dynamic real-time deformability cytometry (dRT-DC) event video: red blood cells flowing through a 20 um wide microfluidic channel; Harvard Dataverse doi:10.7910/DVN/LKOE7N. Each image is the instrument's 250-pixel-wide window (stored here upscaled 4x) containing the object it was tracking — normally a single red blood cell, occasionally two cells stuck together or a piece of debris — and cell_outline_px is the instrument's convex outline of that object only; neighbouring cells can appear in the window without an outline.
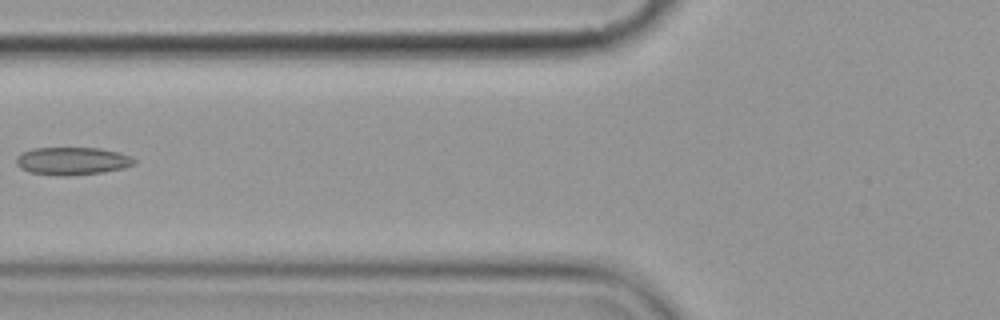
{"species": "common noctule bat (a hibernating species)", "species_latin": "Nyctalus noctula", "temperature_condition": "cold", "stored_images_in_passage": 2, "camera_frame_rate_fps": 3000, "um_per_image_px": 0.085, "animal": {"sex": "female", "body_mass_g": 19.9}, "frame": {"image": 1, "passage_image": 2, "time_ms": 1.333, "image_size_px": [1000, 320], "cell_outline_px": [[136, 164], [124, 168], [104, 172], [68, 176], [56, 176], [28, 172], [20, 168], [16, 164], [16, 156], [32, 148], [100, 148], [132, 156], [136, 160]], "centroid_in_image_um": [6.14, 13.7], "position_along_channel_um": 119.7, "area_um2": 19.31}}